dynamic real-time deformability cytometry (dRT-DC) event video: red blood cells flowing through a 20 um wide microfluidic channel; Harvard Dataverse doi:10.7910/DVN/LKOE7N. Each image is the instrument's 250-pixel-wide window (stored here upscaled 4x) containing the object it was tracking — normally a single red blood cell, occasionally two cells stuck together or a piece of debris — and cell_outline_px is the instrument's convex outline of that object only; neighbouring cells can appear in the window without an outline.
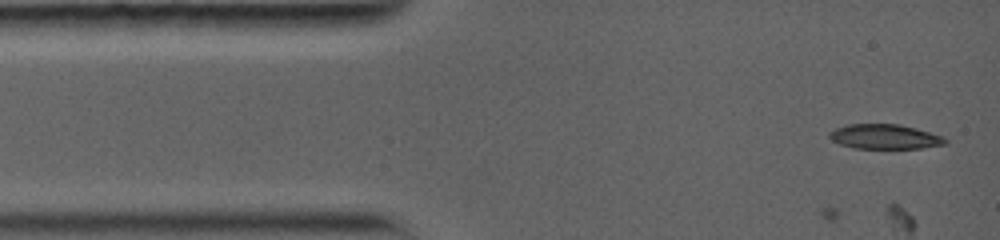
{"species": "common noctule bat (a hibernating species)", "species_latin": "Nyctalus noctula", "temperature_condition": "warm", "stored_images_in_passage": 4, "camera_frame_rate_fps": 5000, "um_per_image_px": 0.085, "animal": {"sex": "female", "body_mass_g": 19.0, "forearm_length_mm": 56.7}, "frame": {"image": 1, "passage_image": 1, "time_ms": 0.0, "image_size_px": [1000, 240], "cell_outline_px": [[948, 144], [920, 148], [852, 148], [840, 144], [832, 140], [828, 136], [828, 132], [836, 128], [848, 124], [900, 124], [916, 128], [944, 136], [948, 140]], "centroid_in_image_um": [75.22, 11.61], "position_along_channel_um": 9.8, "area_um2": 16.82}}